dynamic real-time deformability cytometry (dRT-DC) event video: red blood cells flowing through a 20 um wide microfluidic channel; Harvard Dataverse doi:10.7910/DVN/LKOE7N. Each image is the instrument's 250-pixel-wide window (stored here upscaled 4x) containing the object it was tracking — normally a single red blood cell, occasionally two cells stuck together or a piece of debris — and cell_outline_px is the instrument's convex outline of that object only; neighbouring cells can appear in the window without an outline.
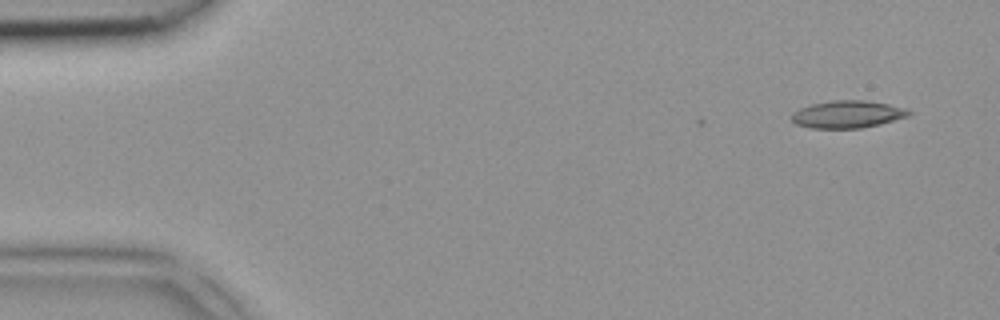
{"species": "common noctule bat (a hibernating species)", "species_latin": "Nyctalus noctula", "temperature_condition": "room temperature", "stored_images_in_passage": 2, "camera_frame_rate_fps": 3000, "um_per_image_px": 0.085, "animal": {"sex": "female", "body_mass_g": 18.4}, "frame": {"image": 1, "passage_image": 2, "time_ms": 0.333, "image_size_px": [1000, 320], "cell_outline_px": [[912, 112], [908, 116], [880, 124], [860, 128], [812, 128], [796, 124], [792, 120], [792, 112], [800, 108], [812, 104], [832, 100], [864, 100], [888, 104], [908, 108]], "centroid_in_image_um": [72.05, 9.71], "position_along_channel_um": 12.9, "area_um2": 18.67}}